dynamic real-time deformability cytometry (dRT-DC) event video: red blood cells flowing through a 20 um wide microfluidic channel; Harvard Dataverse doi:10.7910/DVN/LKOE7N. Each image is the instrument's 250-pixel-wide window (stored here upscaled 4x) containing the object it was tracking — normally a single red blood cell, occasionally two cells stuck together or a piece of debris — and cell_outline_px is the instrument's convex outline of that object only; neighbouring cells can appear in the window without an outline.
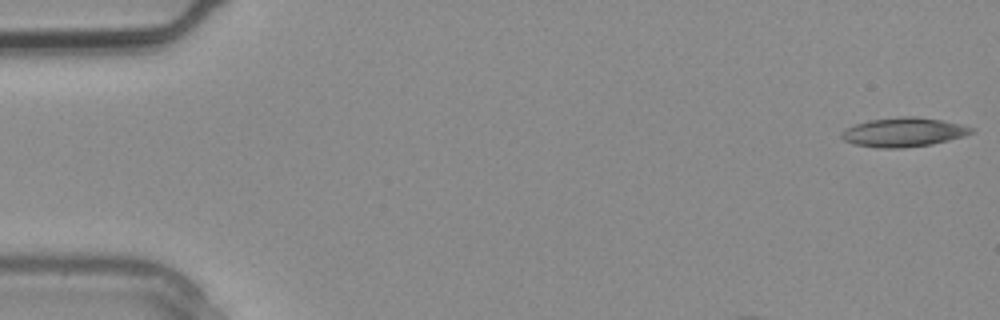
{"species": "common noctule bat (a hibernating species)", "species_latin": "Nyctalus noctula", "temperature_condition": "warm", "stored_images_in_passage": 2, "camera_frame_rate_fps": 3000, "um_per_image_px": 0.085, "animal": {"sex": "male", "body_mass_g": 20.4}, "frame": {"image": 1, "passage_image": 1, "time_ms": 0.0, "image_size_px": [1000, 320], "cell_outline_px": [[976, 132], [964, 136], [932, 144], [900, 148], [876, 148], [852, 144], [844, 140], [840, 136], [848, 128], [856, 124], [868, 120], [900, 116], [916, 116], [940, 120], [960, 124], [976, 128]], "centroid_in_image_um": [76.83, 11.24], "position_along_channel_um": 8.2, "area_um2": 22.08}}